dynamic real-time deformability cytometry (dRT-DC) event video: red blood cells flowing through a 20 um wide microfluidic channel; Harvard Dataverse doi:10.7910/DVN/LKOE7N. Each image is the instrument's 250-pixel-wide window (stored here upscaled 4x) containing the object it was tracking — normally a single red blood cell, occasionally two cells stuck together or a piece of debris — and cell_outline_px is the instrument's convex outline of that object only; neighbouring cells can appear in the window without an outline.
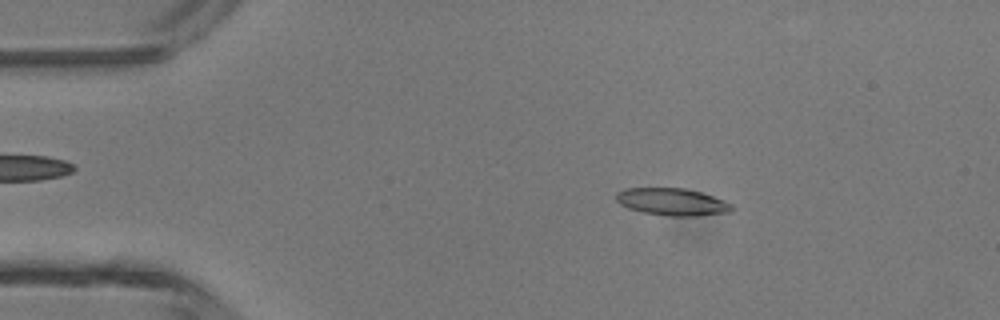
{"species": "common noctule bat (a hibernating species)", "species_latin": "Nyctalus noctula", "temperature_condition": "room temperature", "stored_images_in_passage": 46, "camera_frame_rate_fps": 3000, "um_per_image_px": 0.085, "animal": {"sex": "male", "body_mass_g": 13.3}, "frame": {"image": 1, "passage_image": 7, "time_ms": 2.0, "image_size_px": [1000, 320], "cell_outline_px": [[736, 208], [732, 212], [696, 216], [668, 216], [644, 212], [628, 208], [620, 204], [616, 200], [616, 192], [624, 188], [684, 188], [700, 192], [724, 200], [732, 204]], "centroid_in_image_um": [57.16, 17.16], "position_along_channel_um": 27.8, "area_um2": 18.5}}
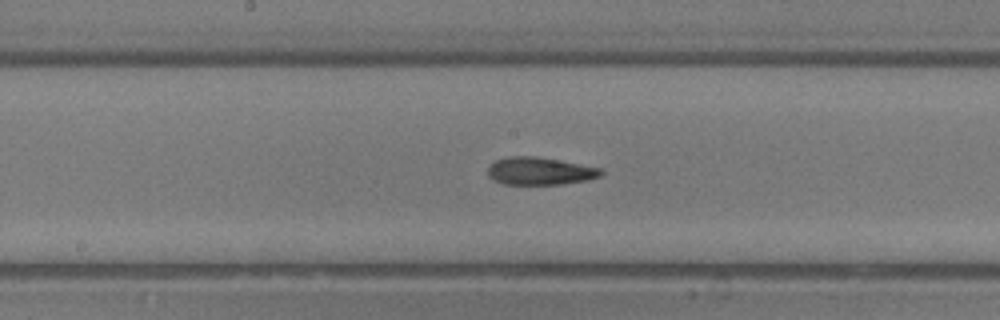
{"frame": {"image": 2, "passage_image": 23, "time_ms": 7.333, "image_size_px": [1000, 320], "cell_outline_px": [[604, 172], [600, 176], [588, 180], [560, 184], [504, 184], [488, 176], [488, 168], [496, 160], [508, 156], [536, 156], [600, 168]], "centroid_in_image_um": [45.89, 14.54], "position_along_channel_um": 202.3, "area_um2": 17.98}}
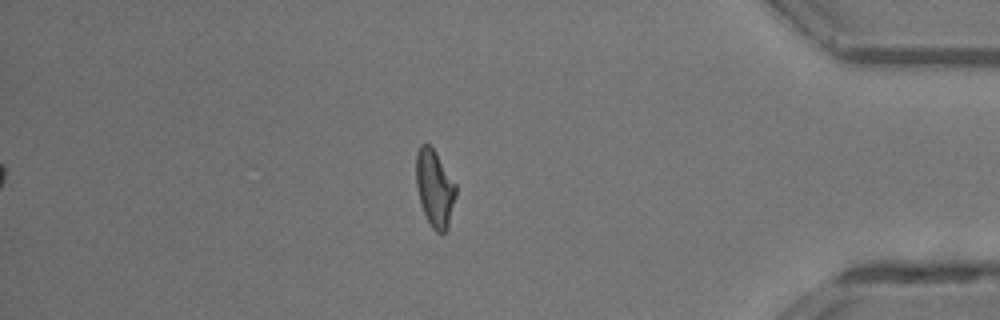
{"frame": {"image": 3, "passage_image": 39, "time_ms": 12.667, "image_size_px": [1000, 320], "cell_outline_px": [[456, 196], [448, 228], [444, 232], [436, 232], [432, 228], [424, 212], [420, 200], [416, 184], [416, 152], [420, 144], [428, 144], [436, 152], [456, 184]], "centroid_in_image_um": [36.95, 15.99], "position_along_channel_um": 398.2, "area_um2": 17.74}, "authors_computed_cell_mechanics": {"area_um2": 18.0336, "velocity_mm_per_s": 4.3848, "shape_relaxation_time_tau1_ms": null, "shape_relaxation_time_tau2_ms": 4.488, "deformation_change_tau1": null, "deformation_change_tau2": 0.1395}}